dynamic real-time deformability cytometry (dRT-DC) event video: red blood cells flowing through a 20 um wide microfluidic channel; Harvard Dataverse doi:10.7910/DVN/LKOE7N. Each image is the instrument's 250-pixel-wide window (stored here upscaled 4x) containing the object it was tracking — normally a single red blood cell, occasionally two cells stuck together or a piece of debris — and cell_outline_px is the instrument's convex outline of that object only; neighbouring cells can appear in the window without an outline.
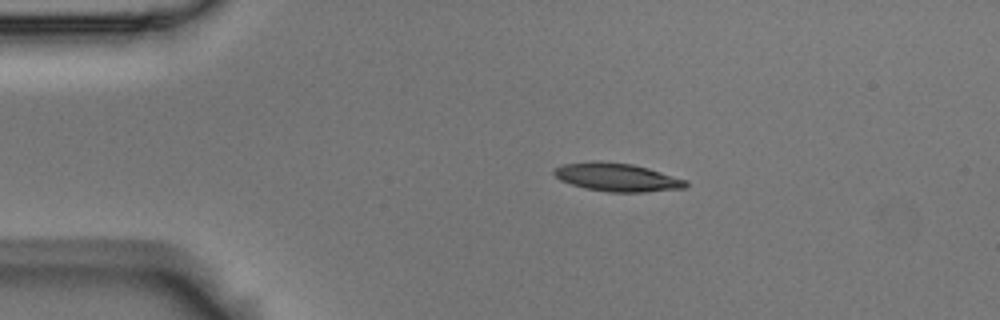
{"species": "Egyptian fruit bat (a non-hibernating species)", "species_latin": "Rousettus aegyptiacus", "temperature_condition": "room temperature", "stored_images_in_passage": 5, "camera_frame_rate_fps": 3000, "um_per_image_px": 0.085, "animal": {"sex": "male"}, "frame": {"image": 1, "passage_image": 1, "time_ms": 0.0, "image_size_px": [1000, 320], "cell_outline_px": [[688, 184], [684, 188], [648, 192], [608, 192], [584, 188], [560, 180], [552, 172], [556, 168], [564, 164], [592, 160], [600, 160], [632, 164], [648, 168], [688, 180]], "centroid_in_image_um": [52.46, 15.06], "position_along_channel_um": 32.5, "area_um2": 21.85}}
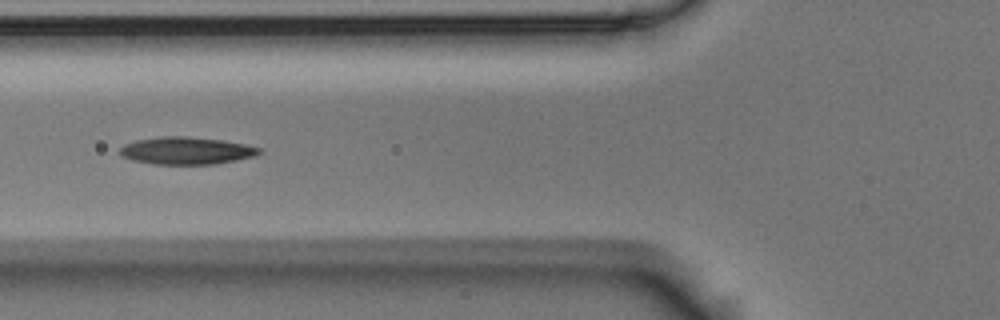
{"frame": {"image": 2, "passage_image": 4, "time_ms": 1.0, "image_size_px": [1000, 320], "cell_outline_px": [[260, 152], [256, 156], [216, 164], [152, 164], [132, 160], [120, 156], [120, 148], [124, 144], [136, 140], [160, 136], [188, 136], [220, 140], [244, 144], [260, 148]], "centroid_in_image_um": [15.8, 12.81], "position_along_channel_um": 110.0, "area_um2": 22.25}}
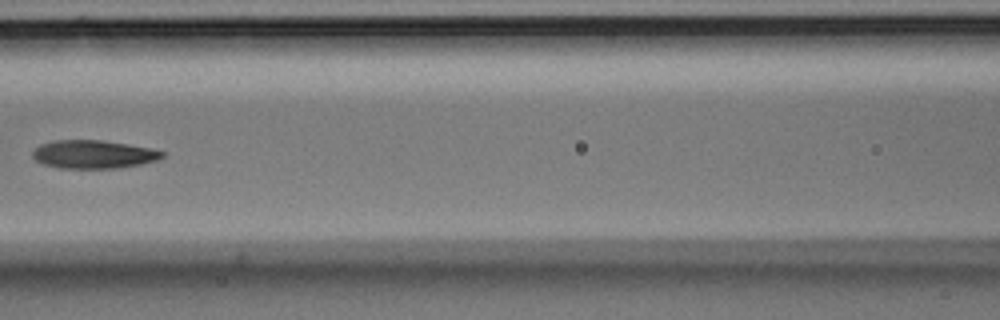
{"frame": {"image": 3, "passage_image": 5, "time_ms": 1.333, "image_size_px": [1000, 320], "cell_outline_px": [[164, 156], [156, 160], [140, 164], [116, 168], [60, 168], [44, 164], [36, 160], [32, 156], [32, 152], [40, 144], [56, 140], [100, 140], [128, 144], [152, 148], [164, 152]], "centroid_in_image_um": [7.94, 13.11], "position_along_channel_um": 158.7, "area_um2": 21.21}}